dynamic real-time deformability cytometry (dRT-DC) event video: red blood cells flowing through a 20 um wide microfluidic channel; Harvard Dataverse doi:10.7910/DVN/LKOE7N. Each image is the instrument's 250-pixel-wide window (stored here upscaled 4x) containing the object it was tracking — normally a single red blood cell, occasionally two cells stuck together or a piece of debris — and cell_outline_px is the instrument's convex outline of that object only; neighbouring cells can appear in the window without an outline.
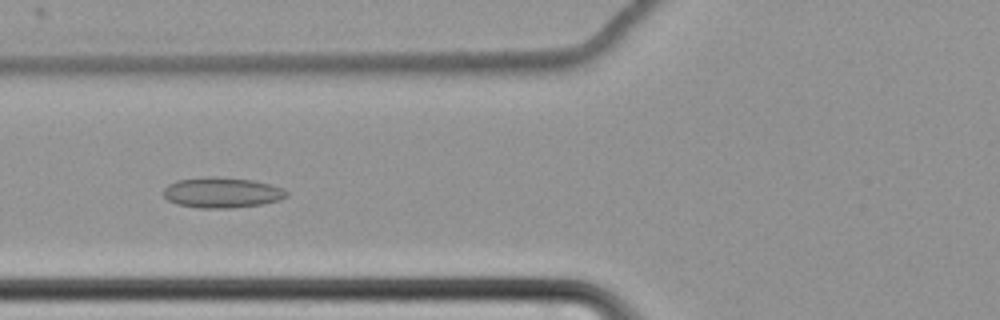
{"species": "common noctule bat (a hibernating species)", "species_latin": "Nyctalus noctula", "temperature_condition": "cold", "stored_images_in_passage": 44, "camera_frame_rate_fps": 3000, "um_per_image_px": 0.085, "animal": {"sex": "female", "body_mass_g": 22.7, "forearm_length_mm": 54.2}, "frame": {"image": 1, "passage_image": 8, "time_ms": 2.333, "image_size_px": [1000, 320], "cell_outline_px": [[288, 196], [280, 200], [260, 204], [232, 208], [200, 208], [176, 204], [168, 200], [164, 196], [164, 188], [168, 184], [176, 180], [204, 176], [216, 176], [252, 180], [284, 188], [288, 192]], "centroid_in_image_um": [18.85, 16.36], "position_along_channel_um": 107.0, "area_um2": 22.02}}
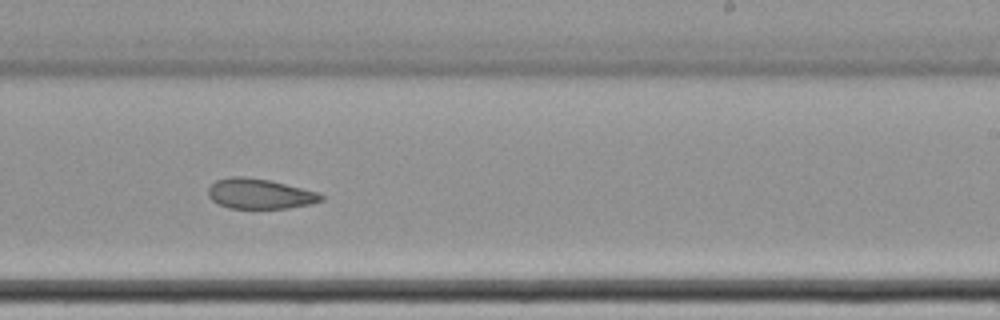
{"frame": {"image": 2, "passage_image": 22, "time_ms": 7.0, "image_size_px": [1000, 320], "cell_outline_px": [[324, 200], [312, 204], [288, 208], [228, 208], [212, 200], [208, 196], [208, 188], [216, 180], [232, 176], [244, 176], [268, 180], [316, 192], [324, 196]], "centroid_in_image_um": [22.06, 16.48], "position_along_channel_um": 266.9, "area_um2": 19.65}}
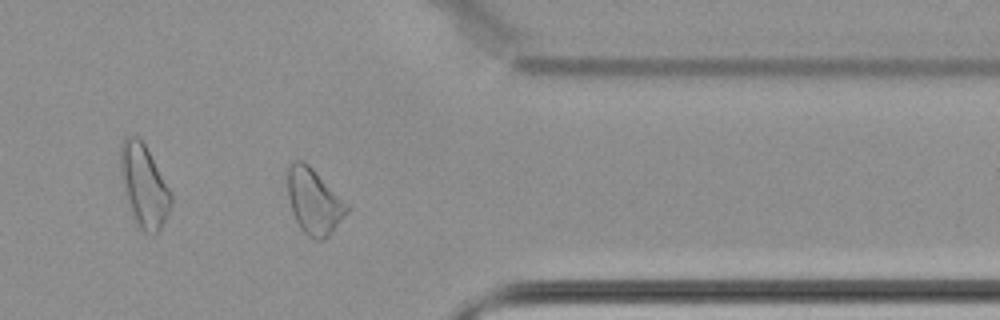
{"frame": {"image": 3, "passage_image": 33, "time_ms": 10.667, "image_size_px": [1000, 320], "cell_outline_px": [[348, 212], [332, 232], [324, 240], [312, 240], [300, 228], [292, 212], [288, 196], [284, 172], [288, 164], [292, 160], [300, 160], [308, 164], [348, 204]], "centroid_in_image_um": [26.63, 17.09], "position_along_channel_um": 384.8, "area_um2": 23.0}, "authors_computed_cell_mechanics": {"area_um2": 20.8369, "velocity_mm_per_s": 3.4296, "shape_relaxation_time_tau1_ms": null, "shape_relaxation_time_tau2_ms": 7.289, "deformation_change_tau1": null, "deformation_change_tau2": 0.1152}}